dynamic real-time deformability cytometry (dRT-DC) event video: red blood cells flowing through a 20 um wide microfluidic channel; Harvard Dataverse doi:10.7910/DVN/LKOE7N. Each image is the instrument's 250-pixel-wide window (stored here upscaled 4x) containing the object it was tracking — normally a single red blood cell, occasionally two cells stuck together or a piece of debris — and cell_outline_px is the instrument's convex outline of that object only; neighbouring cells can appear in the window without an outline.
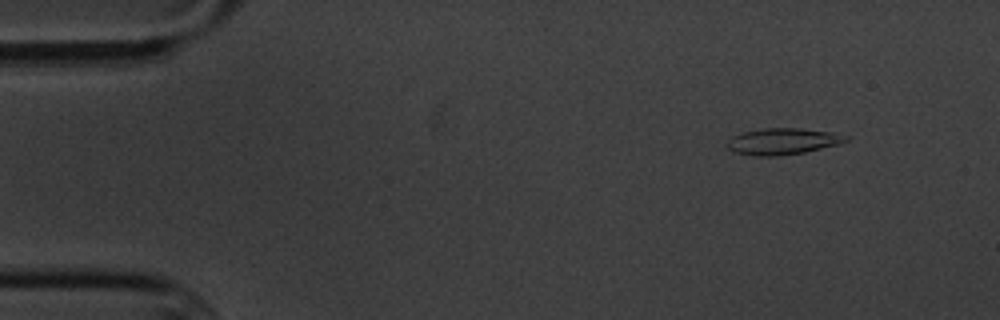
{"species": "common noctule bat (a hibernating species)", "species_latin": "Nyctalus noctula", "temperature_condition": "cold", "stored_images_in_passage": 6, "camera_frame_rate_fps": 3000, "um_per_image_px": 0.085, "animal": {"sex": "male", "body_mass_g": 20.1, "forearm_length_mm": 53.5}, "frame": {"image": 1, "passage_image": 2, "time_ms": 1.333, "image_size_px": [1000, 320], "cell_outline_px": [[848, 140], [840, 144], [804, 152], [780, 156], [756, 156], [736, 152], [728, 148], [728, 140], [732, 136], [744, 132], [764, 128], [800, 128], [828, 132], [848, 136]], "centroid_in_image_um": [66.53, 12.02], "position_along_channel_um": 18.5, "area_um2": 18.03}}
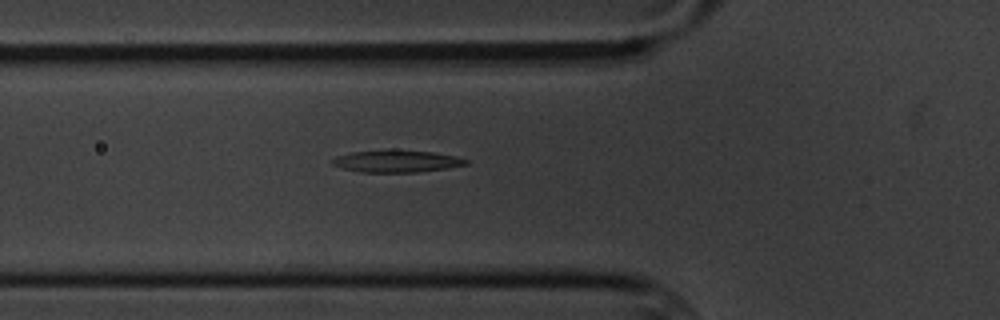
{"frame": {"image": 2, "passage_image": 6, "time_ms": 6.0, "image_size_px": [1000, 320], "cell_outline_px": [[468, 164], [448, 168], [416, 172], [364, 172], [344, 168], [332, 164], [328, 160], [336, 156], [352, 152], [392, 148], [432, 152], [456, 156], [468, 160]], "centroid_in_image_um": [33.69, 13.67], "position_along_channel_um": 92.1, "area_um2": 17.51}}